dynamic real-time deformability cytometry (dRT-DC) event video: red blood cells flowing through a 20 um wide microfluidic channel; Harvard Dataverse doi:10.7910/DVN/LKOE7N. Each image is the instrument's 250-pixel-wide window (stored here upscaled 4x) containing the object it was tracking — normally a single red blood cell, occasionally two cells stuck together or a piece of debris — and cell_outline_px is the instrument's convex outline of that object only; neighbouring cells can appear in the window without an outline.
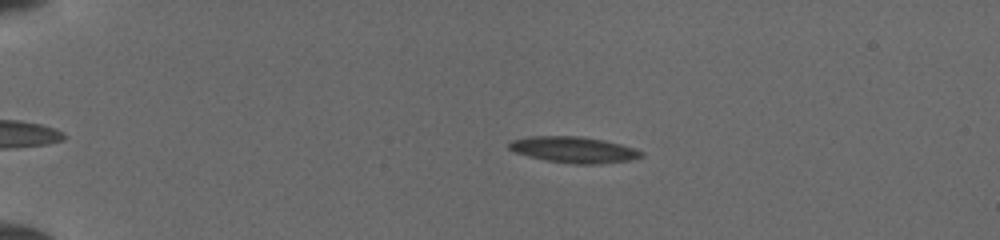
{"species": "common noctule bat (a hibernating species)", "species_latin": "Nyctalus noctula", "temperature_condition": "cold", "stored_images_in_passage": 43, "camera_frame_rate_fps": 3000, "um_per_image_px": 0.085, "animal": {"sex": "female", "body_mass_g": 19.5, "forearm_length_mm": 54.1}, "frame": {"image": 1, "passage_image": 3, "time_ms": 0.667, "image_size_px": [1000, 240], "cell_outline_px": [[644, 156], [628, 160], [592, 164], [576, 164], [548, 160], [516, 152], [508, 148], [508, 144], [516, 140], [536, 136], [576, 136], [600, 140], [632, 148], [644, 152]], "centroid_in_image_um": [48.78, 12.73], "position_along_channel_um": 36.2, "area_um2": 19.19}}
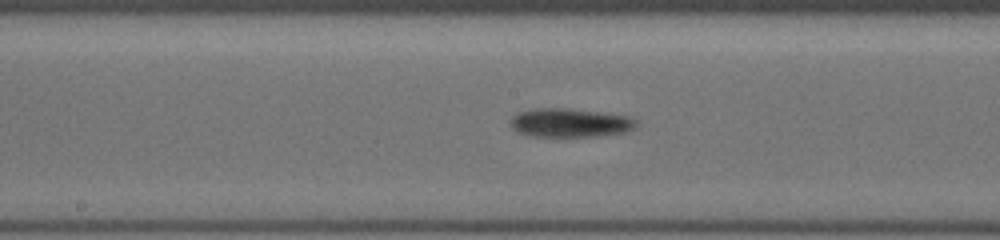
{"frame": {"image": 2, "passage_image": 20, "time_ms": 6.333, "image_size_px": [1000, 240], "cell_outline_px": [[636, 124], [632, 128], [624, 132], [592, 136], [532, 136], [516, 132], [508, 124], [508, 120], [516, 112], [536, 108], [564, 108], [596, 112], [624, 116], [636, 120]], "centroid_in_image_um": [48.3, 10.43], "position_along_channel_um": 199.9, "area_um2": 20.81}}
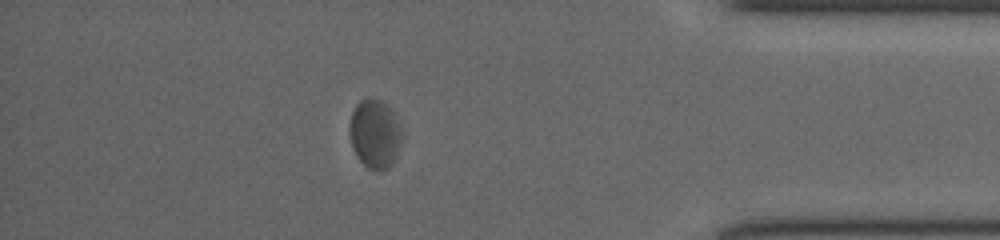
{"frame": {"image": 3, "passage_image": 37, "time_ms": 12.0, "image_size_px": [1000, 240], "cell_outline_px": [[404, 136], [396, 156], [392, 164], [388, 168], [380, 172], [368, 168], [356, 156], [352, 144], [352, 112], [356, 104], [360, 100], [368, 96], [380, 100], [392, 112]], "centroid_in_image_um": [31.9, 11.4], "position_along_channel_um": 403.3, "area_um2": 20.63}}